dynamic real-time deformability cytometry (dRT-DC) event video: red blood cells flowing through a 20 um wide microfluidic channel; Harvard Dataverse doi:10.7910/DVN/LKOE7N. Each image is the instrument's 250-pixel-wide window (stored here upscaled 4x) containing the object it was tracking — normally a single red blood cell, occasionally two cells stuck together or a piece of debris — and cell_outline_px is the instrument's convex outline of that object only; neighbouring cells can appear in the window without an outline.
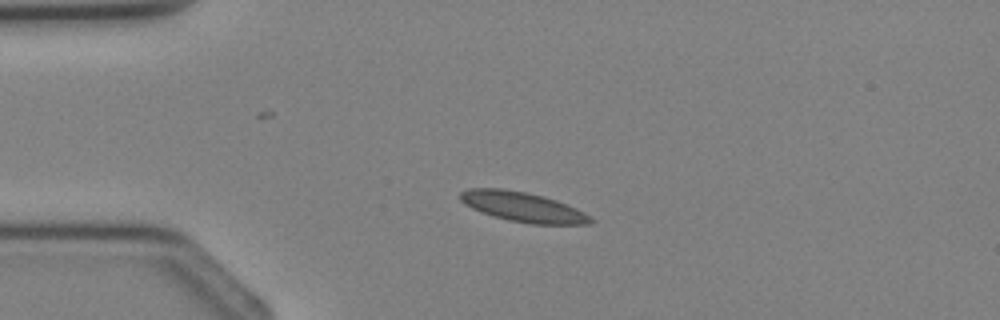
{"species": "Egyptian fruit bat (a non-hibernating species)", "species_latin": "Rousettus aegyptiacus", "temperature_condition": "cold", "stored_images_in_passage": 2, "camera_frame_rate_fps": 3000, "um_per_image_px": 0.085, "animal": {"sex": "female"}, "frame": {"image": 1, "passage_image": 1, "time_ms": 0.0, "image_size_px": [1000, 320], "cell_outline_px": [[596, 220], [592, 224], [532, 224], [508, 220], [480, 212], [464, 204], [460, 200], [460, 192], [468, 188], [504, 188], [544, 196], [556, 200], [576, 208], [584, 212]], "centroid_in_image_um": [44.44, 17.59], "position_along_channel_um": 40.6, "area_um2": 22.72}}